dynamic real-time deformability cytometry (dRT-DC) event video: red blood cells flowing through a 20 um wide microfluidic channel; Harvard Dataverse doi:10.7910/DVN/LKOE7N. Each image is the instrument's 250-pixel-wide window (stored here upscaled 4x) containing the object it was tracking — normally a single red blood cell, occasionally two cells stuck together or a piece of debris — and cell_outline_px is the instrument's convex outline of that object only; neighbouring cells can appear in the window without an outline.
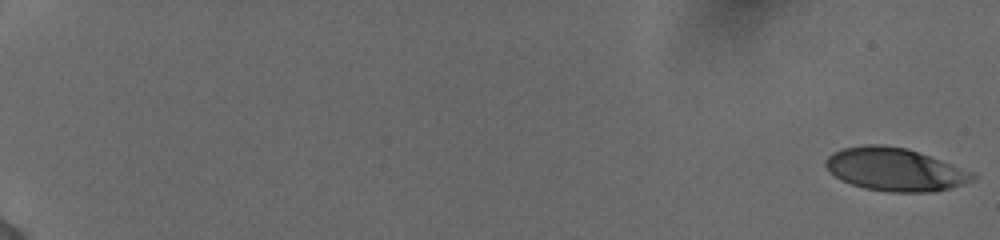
{"species": "human", "species_latin": "Homo sapiens", "temperature_condition": "cold", "stored_images_in_passage": 56, "camera_frame_rate_fps": 3000, "um_per_image_px": 0.085, "donor": {"sex": "female"}, "frame": {"image": 1, "passage_image": 1, "time_ms": 0.0, "image_size_px": [1000, 240], "cell_outline_px": [[976, 180], [948, 188], [932, 192], [888, 192], [864, 188], [840, 180], [828, 172], [824, 164], [824, 160], [832, 152], [844, 148], [864, 144], [880, 144], [904, 148], [940, 160], [972, 172], [976, 176]], "centroid_in_image_um": [76.0, 14.41], "position_along_channel_um": 9.0, "area_um2": 36.65}}
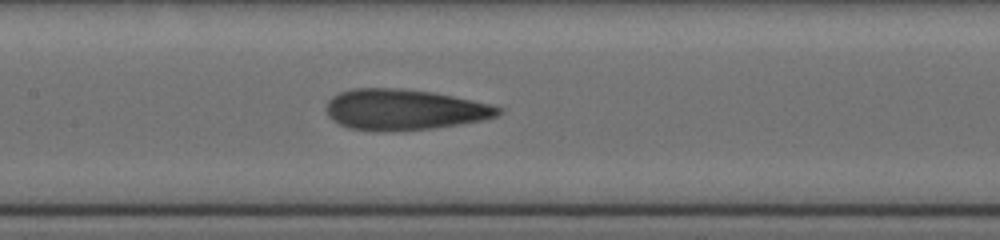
{"frame": {"image": 2, "passage_image": 31, "time_ms": 10.0, "image_size_px": [1000, 240], "cell_outline_px": [[504, 112], [496, 116], [480, 120], [460, 124], [432, 128], [392, 132], [376, 132], [348, 128], [332, 120], [328, 116], [324, 108], [328, 100], [332, 96], [340, 92], [352, 88], [400, 88], [432, 92], [472, 100], [504, 108]], "centroid_in_image_um": [34.3, 9.33], "position_along_channel_um": 173.1, "area_um2": 41.27}}
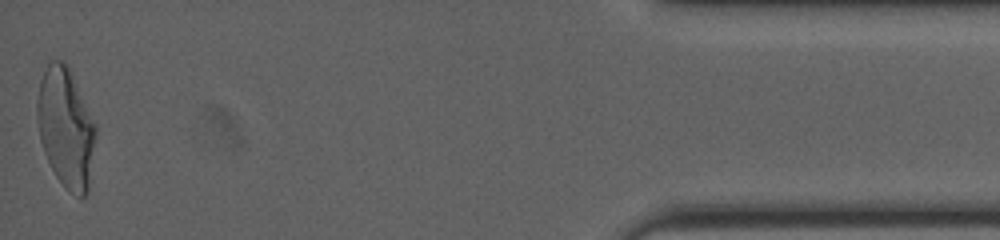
{"frame": {"image": 3, "passage_image": 56, "time_ms": 18.333, "image_size_px": [1000, 240], "cell_outline_px": [[96, 136], [88, 192], [80, 200], [56, 176], [44, 152], [40, 140], [36, 116], [36, 100], [40, 80], [48, 64], [52, 60], [64, 60], [96, 124]], "centroid_in_image_um": [5.59, 10.87], "position_along_channel_um": 429.6, "area_um2": 40.52}, "authors_computed_cell_mechanics": {"area_um2": 39.1017, "velocity_mm_per_s": 3.8888, "shape_relaxation_time_tau1_ms": 5.2748, "shape_relaxation_time_tau2_ms": 1.3682, "deformation_change_tau1": 0.2049, "deformation_change_tau2": 0.1066}}